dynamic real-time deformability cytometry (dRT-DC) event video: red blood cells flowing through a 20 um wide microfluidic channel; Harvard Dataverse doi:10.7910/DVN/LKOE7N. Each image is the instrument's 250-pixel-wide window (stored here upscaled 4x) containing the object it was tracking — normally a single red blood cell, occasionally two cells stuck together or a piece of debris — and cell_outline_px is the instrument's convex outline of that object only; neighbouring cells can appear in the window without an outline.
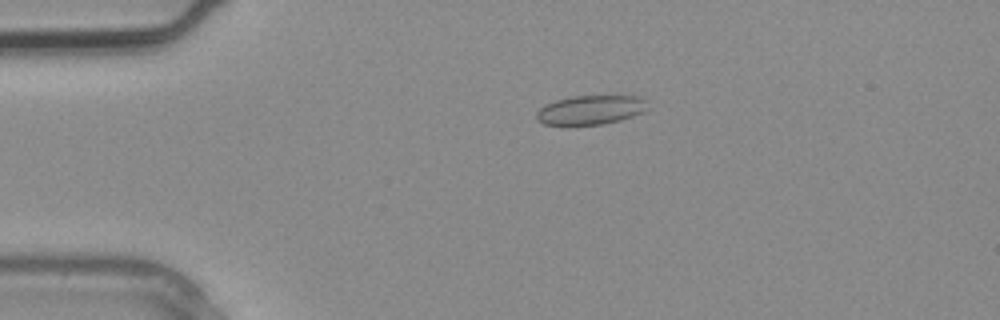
{"species": "common noctule bat (a hibernating species)", "species_latin": "Nyctalus noctula", "temperature_condition": "warm", "stored_images_in_passage": 2, "camera_frame_rate_fps": 3000, "um_per_image_px": 0.085, "animal": {"sex": "male", "body_mass_g": 20.4}, "frame": {"image": 1, "passage_image": 1, "time_ms": 0.0, "image_size_px": [1000, 320], "cell_outline_px": [[644, 112], [620, 120], [604, 124], [544, 124], [536, 120], [536, 112], [540, 108], [556, 100], [572, 96], [640, 96], [644, 100]], "centroid_in_image_um": [50.17, 9.34], "position_along_channel_um": 34.8, "area_um2": 18.5}}